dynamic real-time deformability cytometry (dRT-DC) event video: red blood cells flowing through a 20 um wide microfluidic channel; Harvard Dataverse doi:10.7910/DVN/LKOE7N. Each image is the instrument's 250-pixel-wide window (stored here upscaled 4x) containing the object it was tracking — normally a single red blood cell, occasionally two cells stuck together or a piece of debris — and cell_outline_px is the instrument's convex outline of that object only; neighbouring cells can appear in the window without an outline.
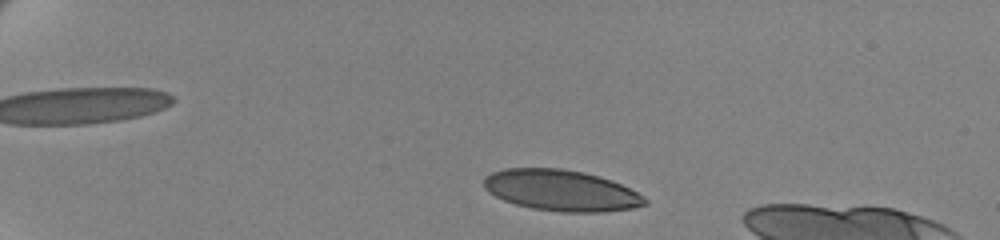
{"species": "human", "species_latin": "Homo sapiens", "temperature_condition": "cold", "stored_images_in_passage": 52, "camera_frame_rate_fps": 3000, "um_per_image_px": 0.085, "donor": {"sex": "female"}, "frame": {"image": 1, "passage_image": 5, "time_ms": 1.333, "image_size_px": [1000, 240], "cell_outline_px": [[648, 204], [632, 208], [604, 212], [560, 212], [532, 208], [516, 204], [504, 200], [488, 192], [484, 188], [484, 176], [492, 172], [504, 168], [560, 168], [584, 172], [600, 176], [612, 180], [644, 196], [648, 200]], "centroid_in_image_um": [47.7, 16.18], "position_along_channel_um": 37.3, "area_um2": 38.67}}
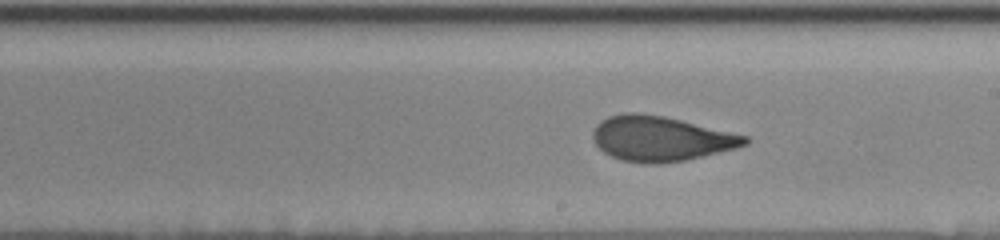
{"frame": {"image": 2, "passage_image": 29, "time_ms": 9.333, "image_size_px": [1000, 240], "cell_outline_px": [[752, 140], [748, 144], [736, 148], [684, 160], [660, 164], [648, 164], [620, 160], [604, 152], [592, 140], [592, 132], [596, 124], [600, 120], [608, 116], [624, 112], [636, 112], [664, 116], [748, 136]], "centroid_in_image_um": [56.13, 11.78], "position_along_channel_um": 232.9, "area_um2": 39.94}}
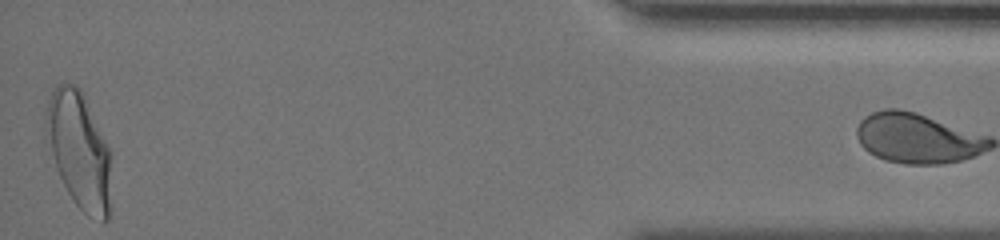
{"frame": {"image": 3, "passage_image": 51, "time_ms": 16.667, "image_size_px": [1000, 240], "cell_outline_px": [[112, 216], [104, 224], [88, 216], [72, 200], [56, 168], [44, 128], [48, 100], [56, 84], [64, 80], [80, 88], [112, 152]], "centroid_in_image_um": [6.8, 12.85], "position_along_channel_um": 428.4, "area_um2": 45.49}}